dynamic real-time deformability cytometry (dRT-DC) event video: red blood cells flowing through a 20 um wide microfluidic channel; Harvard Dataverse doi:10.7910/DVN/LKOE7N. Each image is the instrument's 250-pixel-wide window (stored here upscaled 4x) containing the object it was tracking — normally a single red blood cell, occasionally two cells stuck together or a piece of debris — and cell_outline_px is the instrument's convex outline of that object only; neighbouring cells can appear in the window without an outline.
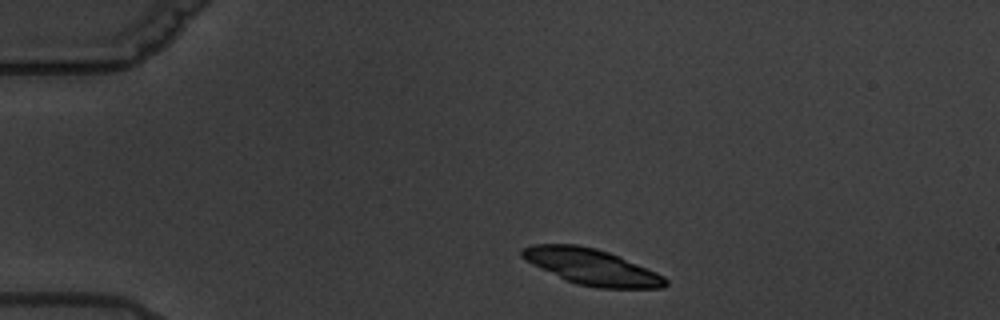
{"species": "common noctule bat (a hibernating species)", "species_latin": "Nyctalus noctula", "temperature_condition": "warm", "stored_images_in_passage": 2, "camera_frame_rate_fps": 3000, "um_per_image_px": 0.085, "animal": {"sex": "male", "body_mass_g": 19.5, "forearm_length_mm": 54.6}, "frame": {"image": 1, "passage_image": 1, "time_ms": 0.0, "image_size_px": [1000, 320], "cell_outline_px": [[668, 284], [664, 288], [596, 288], [576, 284], [564, 280], [524, 260], [520, 256], [520, 248], [532, 244], [576, 244], [596, 248], [608, 252], [656, 272], [664, 276], [668, 280]], "centroid_in_image_um": [50.24, 22.68], "position_along_channel_um": 34.8, "area_um2": 30.17}}